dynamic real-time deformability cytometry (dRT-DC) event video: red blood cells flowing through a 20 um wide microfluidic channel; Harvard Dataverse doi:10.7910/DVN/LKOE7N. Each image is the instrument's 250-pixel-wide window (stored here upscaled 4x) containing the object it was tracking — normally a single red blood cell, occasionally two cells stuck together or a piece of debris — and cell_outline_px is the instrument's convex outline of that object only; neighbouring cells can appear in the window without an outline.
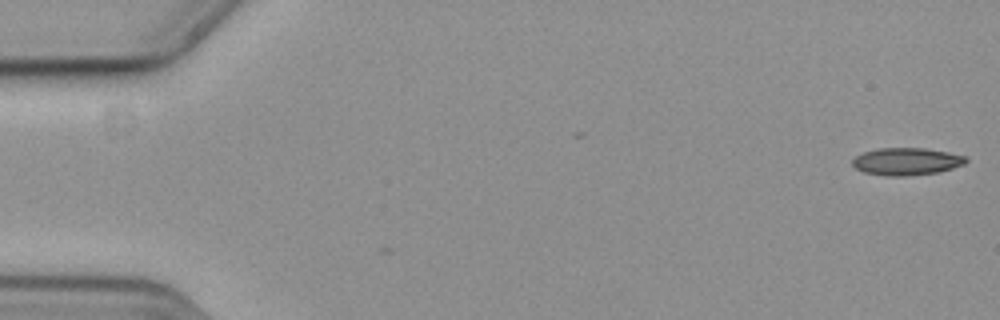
{"species": "common noctule bat (a hibernating species)", "species_latin": "Nyctalus noctula", "temperature_condition": "cold", "stored_images_in_passage": 3, "camera_frame_rate_fps": 3000, "um_per_image_px": 0.085, "animal": {"sex": "female", "body_mass_g": 19.3, "forearm_length_mm": 54.1}, "frame": {"image": 1, "passage_image": 1, "time_ms": 0.0, "image_size_px": [1000, 320], "cell_outline_px": [[968, 160], [964, 164], [952, 168], [936, 172], [900, 176], [892, 176], [864, 172], [856, 168], [852, 164], [852, 160], [856, 156], [864, 152], [876, 148], [924, 148], [948, 152], [964, 156]], "centroid_in_image_um": [77.04, 13.71], "position_along_channel_um": 8.0, "area_um2": 17.8}}